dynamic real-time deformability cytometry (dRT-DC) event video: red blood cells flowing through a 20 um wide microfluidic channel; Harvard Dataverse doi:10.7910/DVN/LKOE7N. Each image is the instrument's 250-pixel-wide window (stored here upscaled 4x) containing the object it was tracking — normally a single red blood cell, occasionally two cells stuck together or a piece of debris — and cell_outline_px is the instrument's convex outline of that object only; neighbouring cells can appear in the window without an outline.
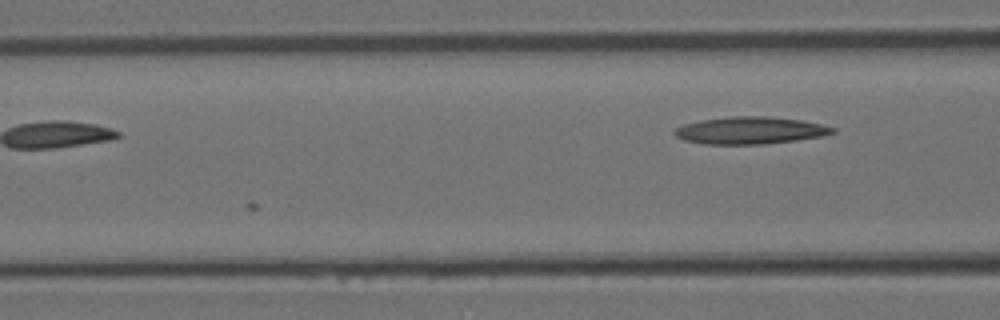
{"species": "Egyptian fruit bat (a non-hibernating species)", "species_latin": "Rousettus aegyptiacus", "temperature_condition": "room temperature", "stored_images_in_passage": 12, "segment_of_instrument_passage": [2, 2], "camera_frame_rate_fps": 3000, "um_per_image_px": 0.085, "animal": {"sex": "female"}, "frame": {"image": 1, "passage_image": 12, "time_ms": 3.667, "image_size_px": [1000, 320], "cell_outline_px": [[836, 132], [820, 136], [796, 140], [764, 144], [704, 144], [684, 140], [676, 136], [672, 132], [676, 128], [684, 124], [700, 120], [732, 116], [768, 116], [800, 120], [820, 124], [836, 128]], "centroid_in_image_um": [63.74, 11.08], "position_along_channel_um": 102.9, "area_um2": 24.97}}